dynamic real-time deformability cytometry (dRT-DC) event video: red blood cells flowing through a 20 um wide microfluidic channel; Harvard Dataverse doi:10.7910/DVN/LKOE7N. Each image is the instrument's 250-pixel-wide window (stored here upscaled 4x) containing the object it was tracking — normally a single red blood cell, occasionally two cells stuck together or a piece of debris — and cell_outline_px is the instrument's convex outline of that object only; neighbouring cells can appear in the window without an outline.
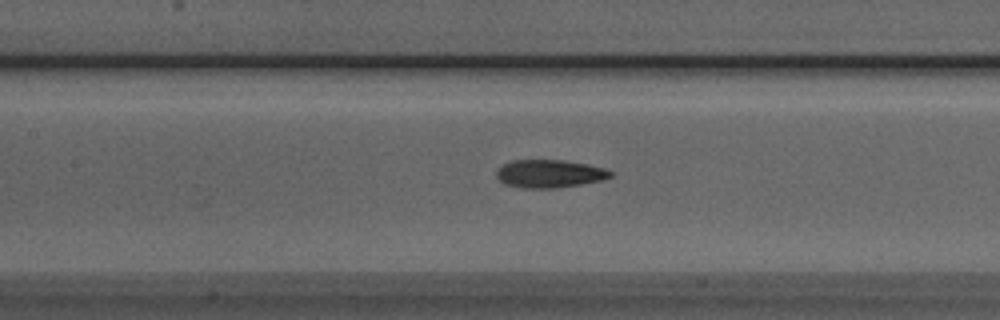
{"species": "Egyptian fruit bat (a non-hibernating species)", "species_latin": "Rousettus aegyptiacus", "temperature_condition": "room temperature", "stored_images_in_passage": 51, "camera_frame_rate_fps": 3000, "um_per_image_px": 0.085, "animal": {"sex": "male"}, "frame": {"image": 1, "passage_image": 23, "time_ms": 7.333, "image_size_px": [1000, 320], "cell_outline_px": [[612, 176], [600, 180], [580, 184], [552, 188], [520, 188], [504, 184], [496, 176], [496, 172], [504, 164], [512, 160], [564, 160], [604, 168], [612, 172]], "centroid_in_image_um": [46.66, 14.76], "position_along_channel_um": 160.7, "area_um2": 18.32}}
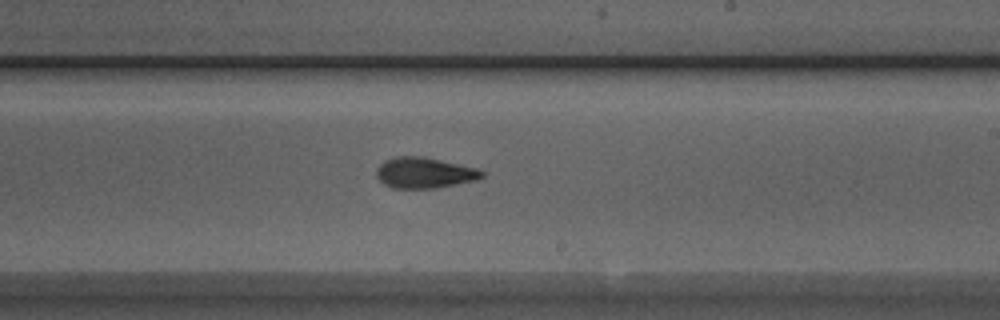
{"frame": {"image": 2, "passage_image": 30, "time_ms": 9.667, "image_size_px": [1000, 320], "cell_outline_px": [[484, 176], [476, 180], [432, 188], [392, 188], [384, 184], [376, 176], [376, 168], [384, 160], [396, 156], [424, 156], [476, 168], [484, 172]], "centroid_in_image_um": [36.03, 14.67], "position_along_channel_um": 253.0, "area_um2": 18.84}}
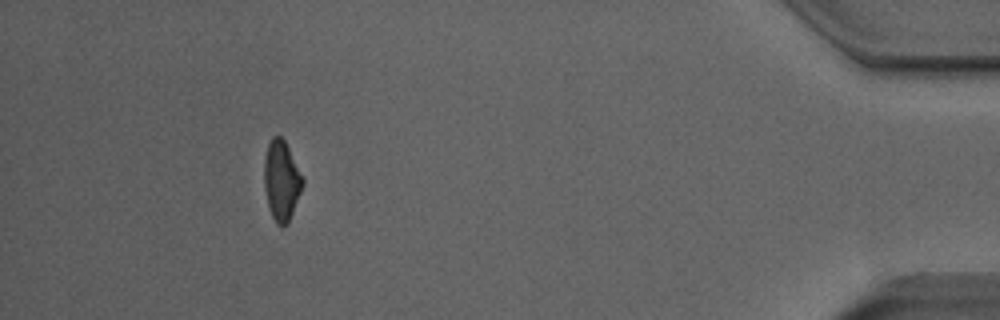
{"frame": {"image": 3, "passage_image": 47, "time_ms": 15.333, "image_size_px": [1000, 320], "cell_outline_px": [[304, 184], [288, 224], [280, 228], [276, 224], [268, 208], [264, 188], [264, 156], [268, 144], [272, 136], [280, 136], [284, 140], [304, 180]], "centroid_in_image_um": [23.91, 15.39], "position_along_channel_um": 411.3, "area_um2": 18.03}, "authors_computed_cell_mechanics": {"area_um2": 18.6694, "velocity_mm_per_s": 3.9657, "shape_relaxation_time_tau1_ms": 3.9683, "shape_relaxation_time_tau2_ms": 1.8367, "deformation_change_tau1": 0.1686, "deformation_change_tau2": 0.0905}}